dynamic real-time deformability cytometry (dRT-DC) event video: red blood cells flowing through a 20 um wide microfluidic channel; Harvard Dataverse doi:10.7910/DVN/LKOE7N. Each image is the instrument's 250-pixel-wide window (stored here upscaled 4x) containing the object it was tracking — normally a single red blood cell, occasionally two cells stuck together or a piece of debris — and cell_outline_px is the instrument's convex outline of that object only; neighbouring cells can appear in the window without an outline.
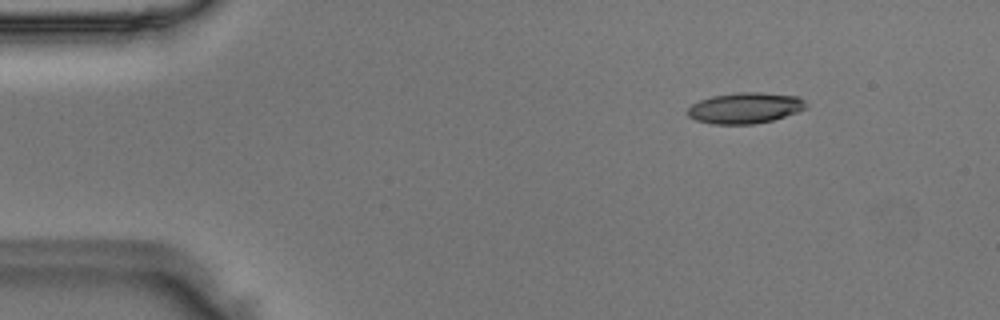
{"species": "Egyptian fruit bat (a non-hibernating species)", "species_latin": "Rousettus aegyptiacus", "temperature_condition": "room temperature", "stored_images_in_passage": 10, "camera_frame_rate_fps": 3000, "um_per_image_px": 0.085, "animal": {"sex": "male"}, "frame": {"image": 1, "passage_image": 1, "time_ms": 0.0, "image_size_px": [1000, 320], "cell_outline_px": [[808, 104], [804, 108], [796, 112], [772, 120], [752, 124], [712, 124], [696, 120], [688, 116], [688, 108], [692, 104], [700, 100], [712, 96], [736, 92], [760, 92], [800, 96]], "centroid_in_image_um": [63.33, 9.17], "position_along_channel_um": 21.7, "area_um2": 21.27}}